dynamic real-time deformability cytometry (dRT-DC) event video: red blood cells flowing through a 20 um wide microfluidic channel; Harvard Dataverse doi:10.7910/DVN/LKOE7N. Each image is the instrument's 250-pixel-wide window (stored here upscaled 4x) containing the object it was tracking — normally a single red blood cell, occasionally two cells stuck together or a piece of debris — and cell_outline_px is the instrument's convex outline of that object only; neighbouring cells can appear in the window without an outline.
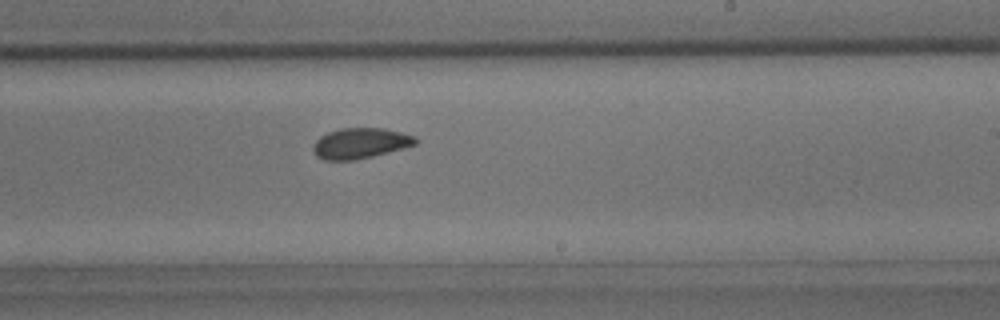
{"species": "common noctule bat (a hibernating species)", "species_latin": "Nyctalus noctula", "temperature_condition": "room temperature", "stored_images_in_passage": 26, "camera_frame_rate_fps": 3000, "um_per_image_px": 0.085, "animal": {"sex": "male", "body_mass_g": 15.6}, "frame": {"image": 1, "passage_image": 15, "time_ms": 4.667, "image_size_px": [1000, 320], "cell_outline_px": [[420, 140], [416, 144], [404, 148], [372, 156], [352, 160], [324, 160], [316, 156], [312, 148], [316, 140], [320, 136], [328, 132], [340, 128], [384, 128], [416, 136]], "centroid_in_image_um": [30.64, 12.17], "position_along_channel_um": 258.4, "area_um2": 18.26}}